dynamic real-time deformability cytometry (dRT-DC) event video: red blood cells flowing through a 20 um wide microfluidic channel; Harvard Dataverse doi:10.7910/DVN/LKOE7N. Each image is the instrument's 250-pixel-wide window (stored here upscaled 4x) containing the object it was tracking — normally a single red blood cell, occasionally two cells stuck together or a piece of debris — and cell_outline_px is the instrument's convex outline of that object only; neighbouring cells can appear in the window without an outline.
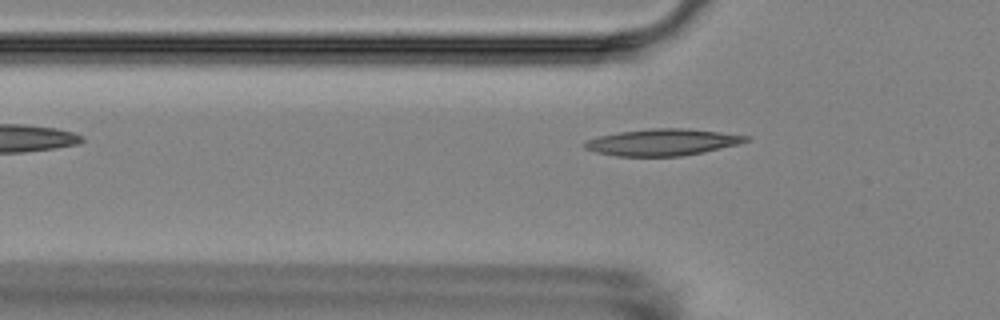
{"species": "Egyptian fruit bat (a non-hibernating species)", "species_latin": "Rousettus aegyptiacus", "temperature_condition": "room temperature", "stored_images_in_passage": 5, "camera_frame_rate_fps": 3000, "um_per_image_px": 0.085, "animal": {"sex": "female"}, "frame": {"image": 1, "passage_image": 5, "time_ms": 4.667, "image_size_px": [1000, 320], "cell_outline_px": [[752, 140], [740, 144], [704, 152], [680, 156], [616, 156], [596, 152], [584, 148], [584, 140], [600, 136], [620, 132], [652, 128], [688, 128], [752, 136]], "centroid_in_image_um": [56.37, 12.08], "position_along_channel_um": 69.4, "area_um2": 25.2}}